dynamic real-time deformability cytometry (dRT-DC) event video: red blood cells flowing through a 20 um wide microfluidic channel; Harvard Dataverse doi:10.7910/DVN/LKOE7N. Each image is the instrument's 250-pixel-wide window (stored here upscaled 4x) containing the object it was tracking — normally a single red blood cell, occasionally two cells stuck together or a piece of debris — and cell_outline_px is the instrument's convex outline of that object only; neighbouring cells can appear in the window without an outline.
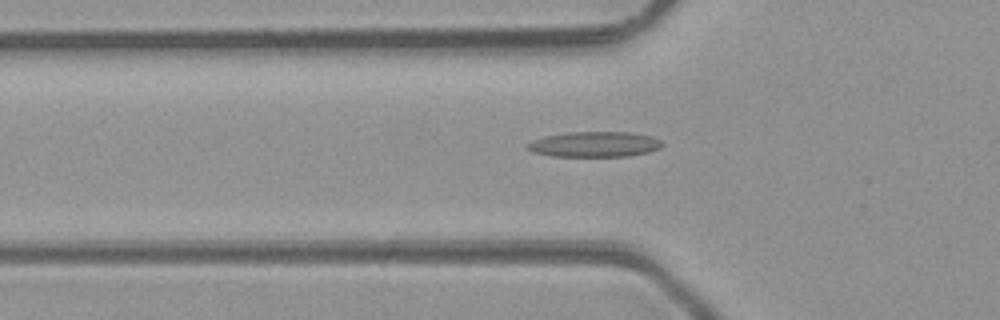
{"species": "common noctule bat (a hibernating species)", "species_latin": "Nyctalus noctula", "temperature_condition": "room temperature", "stored_images_in_passage": 45, "camera_frame_rate_fps": 3000, "um_per_image_px": 0.085, "animal": {"sex": "male", "body_mass_g": 23.1, "forearm_length_mm": 52.7}, "frame": {"image": 1, "passage_image": 16, "time_ms": 5.0, "image_size_px": [1000, 320], "cell_outline_px": [[664, 144], [660, 148], [648, 152], [628, 156], [552, 156], [532, 152], [524, 148], [524, 144], [532, 140], [544, 136], [568, 132], [632, 132], [652, 136], [660, 140]], "centroid_in_image_um": [50.49, 12.26], "position_along_channel_um": 75.3, "area_um2": 20.17}}
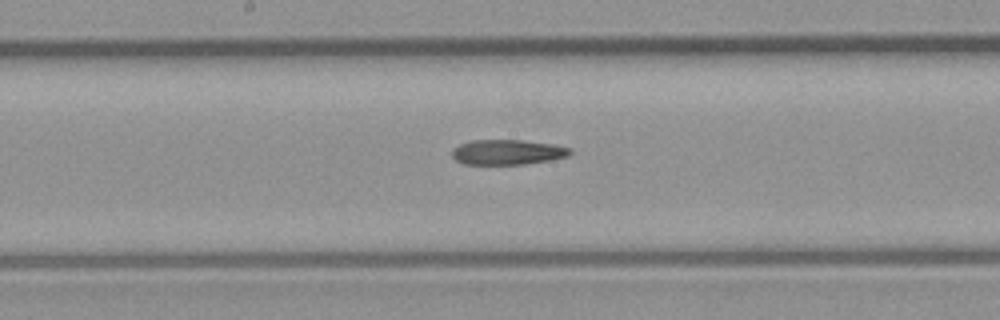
{"frame": {"image": 2, "passage_image": 25, "time_ms": 8.0, "image_size_px": [1000, 320], "cell_outline_px": [[572, 152], [568, 156], [548, 160], [524, 164], [464, 164], [456, 160], [452, 156], [452, 148], [460, 144], [472, 140], [520, 140], [552, 144], [572, 148]], "centroid_in_image_um": [43.12, 12.93], "position_along_channel_um": 205.1, "area_um2": 17.17}}
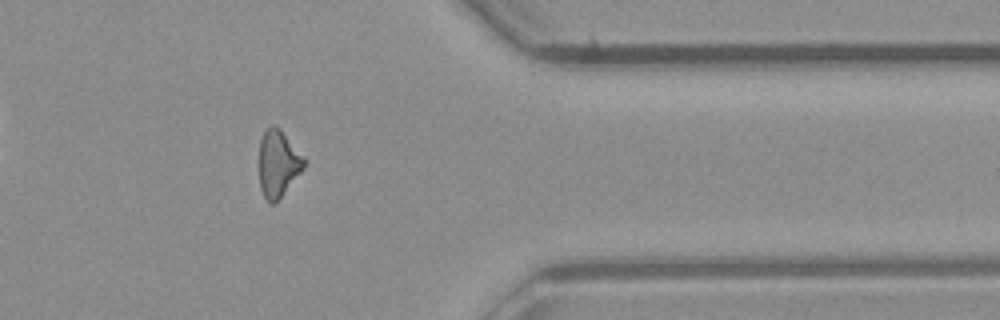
{"frame": {"image": 3, "passage_image": 39, "time_ms": 12.667, "image_size_px": [1000, 320], "cell_outline_px": [[308, 160], [304, 168], [280, 196], [272, 204], [268, 204], [260, 188], [260, 140], [264, 132], [272, 124], [276, 124], [280, 128]], "centroid_in_image_um": [23.66, 13.86], "position_along_channel_um": 387.7, "area_um2": 17.4}}